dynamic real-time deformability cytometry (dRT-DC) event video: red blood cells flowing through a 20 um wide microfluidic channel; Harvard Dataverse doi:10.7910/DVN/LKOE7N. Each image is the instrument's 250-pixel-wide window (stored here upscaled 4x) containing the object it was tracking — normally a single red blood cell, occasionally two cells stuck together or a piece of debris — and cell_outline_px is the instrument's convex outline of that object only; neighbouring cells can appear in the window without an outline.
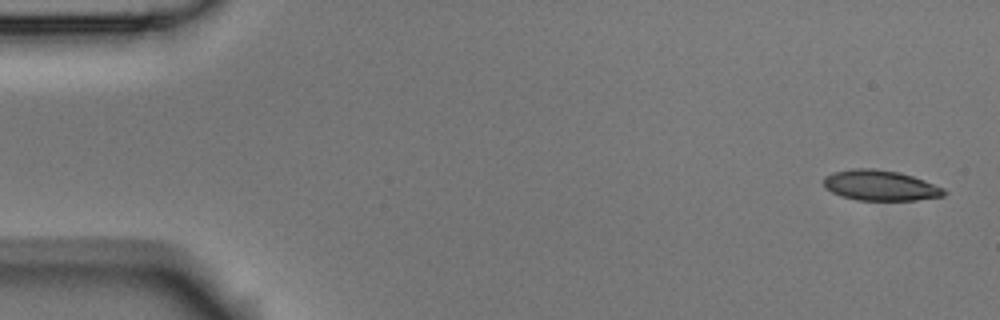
{"species": "Egyptian fruit bat (a non-hibernating species)", "species_latin": "Rousettus aegyptiacus", "temperature_condition": "room temperature", "stored_images_in_passage": 10, "camera_frame_rate_fps": 3000, "um_per_image_px": 0.085, "animal": {"sex": "male"}, "frame": {"image": 1, "passage_image": 1, "time_ms": 0.0, "image_size_px": [1000, 320], "cell_outline_px": [[948, 192], [944, 196], [916, 200], [856, 200], [840, 196], [824, 188], [824, 176], [832, 172], [852, 168], [872, 168], [900, 172], [924, 180], [944, 188]], "centroid_in_image_um": [74.81, 15.76], "position_along_channel_um": 10.2, "area_um2": 21.56}}
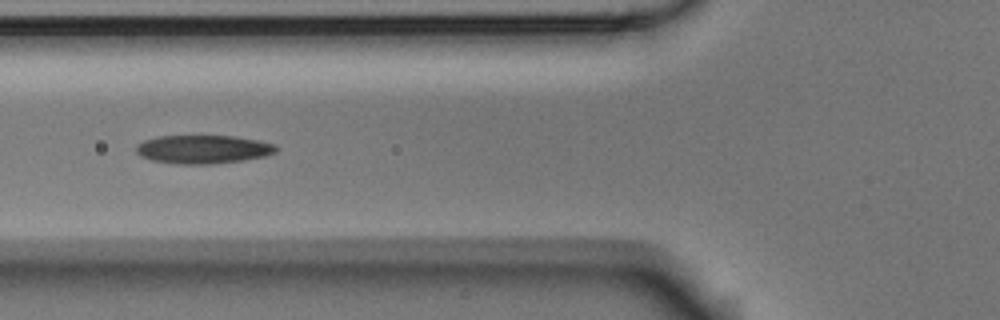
{"frame": {"image": 2, "passage_image": 6, "time_ms": 1.667, "image_size_px": [1000, 320], "cell_outline_px": [[276, 152], [264, 156], [240, 160], [208, 164], [176, 164], [152, 160], [140, 156], [136, 152], [136, 144], [144, 140], [160, 136], [236, 136], [260, 140], [276, 144]], "centroid_in_image_um": [17.25, 12.68], "position_along_channel_um": 108.6, "area_um2": 23.18}}
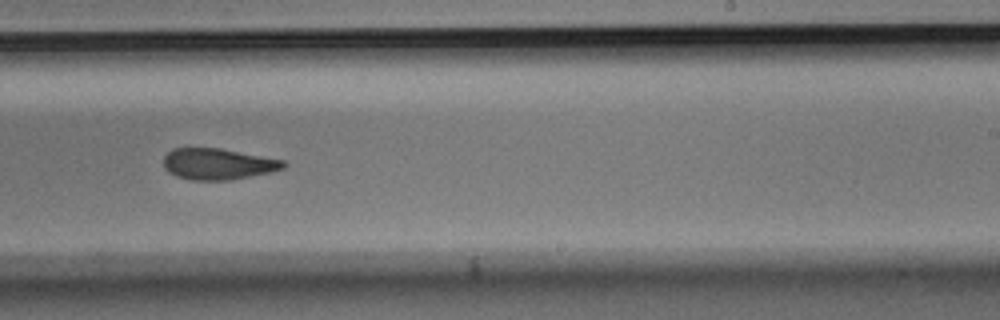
{"frame": {"image": 3, "passage_image": 10, "time_ms": 3.0, "image_size_px": [1000, 320], "cell_outline_px": [[288, 164], [284, 168], [272, 172], [232, 180], [192, 180], [176, 176], [168, 172], [164, 168], [164, 156], [172, 148], [220, 148], [284, 160]], "centroid_in_image_um": [18.54, 13.94], "position_along_channel_um": 270.5, "area_um2": 21.96}}